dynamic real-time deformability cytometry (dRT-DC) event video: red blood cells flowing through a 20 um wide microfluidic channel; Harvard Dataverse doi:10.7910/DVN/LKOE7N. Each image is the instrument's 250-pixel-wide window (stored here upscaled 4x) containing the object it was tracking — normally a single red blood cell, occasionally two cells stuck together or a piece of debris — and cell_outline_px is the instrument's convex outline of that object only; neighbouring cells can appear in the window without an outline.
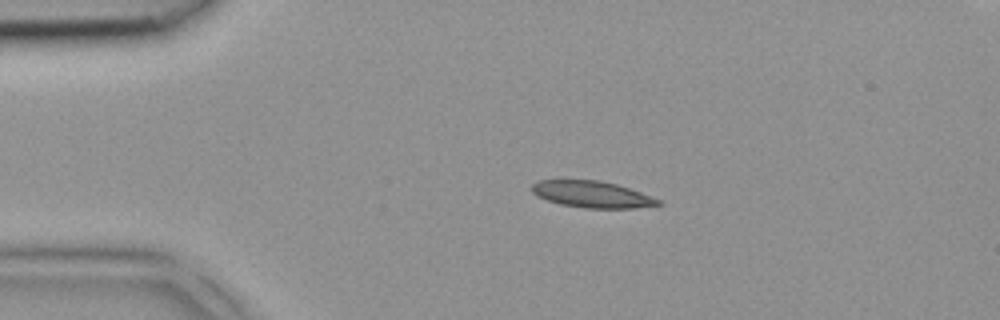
{"species": "common noctule bat (a hibernating species)", "species_latin": "Nyctalus noctula", "temperature_condition": "room temperature", "stored_images_in_passage": 3, "camera_frame_rate_fps": 3000, "um_per_image_px": 0.085, "animal": {"sex": "female", "body_mass_g": 18.4}, "frame": {"image": 1, "passage_image": 2, "time_ms": 0.333, "image_size_px": [1000, 320], "cell_outline_px": [[664, 204], [636, 208], [584, 208], [560, 204], [536, 196], [532, 192], [532, 184], [540, 180], [596, 180], [616, 184], [640, 192], [660, 200]], "centroid_in_image_um": [50.31, 16.53], "position_along_channel_um": 34.7, "area_um2": 19.42}}